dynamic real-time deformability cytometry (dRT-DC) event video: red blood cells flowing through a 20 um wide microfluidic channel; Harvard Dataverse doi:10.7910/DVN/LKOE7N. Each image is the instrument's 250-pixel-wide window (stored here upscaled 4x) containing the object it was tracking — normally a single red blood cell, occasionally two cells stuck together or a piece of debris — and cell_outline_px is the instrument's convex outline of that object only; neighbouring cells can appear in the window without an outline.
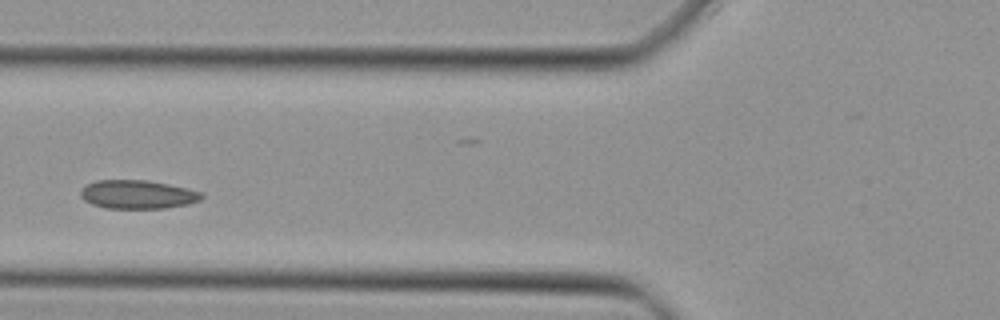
{"species": "Egyptian fruit bat (a non-hibernating species)", "species_latin": "Rousettus aegyptiacus", "temperature_condition": "cold", "stored_images_in_passage": 15, "camera_frame_rate_fps": 3000, "um_per_image_px": 0.085, "animal": {"sex": "female"}, "frame": {"image": 1, "passage_image": 10, "time_ms": 3.0, "image_size_px": [1000, 320], "cell_outline_px": [[204, 196], [200, 200], [188, 204], [164, 208], [104, 208], [92, 204], [84, 200], [80, 196], [80, 192], [88, 184], [96, 180], [148, 180], [168, 184], [204, 192]], "centroid_in_image_um": [11.72, 16.53], "position_along_channel_um": 114.1, "area_um2": 20.17}}